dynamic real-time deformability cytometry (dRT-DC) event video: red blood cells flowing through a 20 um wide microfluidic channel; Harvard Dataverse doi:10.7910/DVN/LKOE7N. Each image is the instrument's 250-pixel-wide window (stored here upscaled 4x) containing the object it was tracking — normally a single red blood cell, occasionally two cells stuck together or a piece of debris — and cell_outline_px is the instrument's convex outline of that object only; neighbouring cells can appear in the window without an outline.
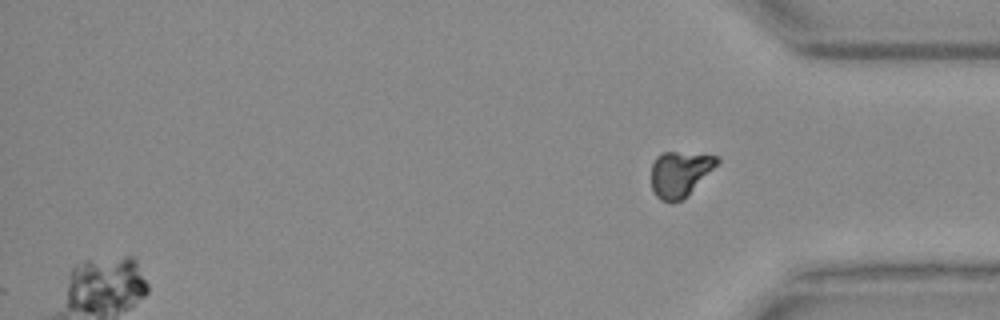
{"species": "Egyptian fruit bat (a non-hibernating species)", "species_latin": "Rousettus aegyptiacus", "temperature_condition": "warm", "stored_images_in_passage": 34, "camera_frame_rate_fps": 3000, "um_per_image_px": 0.085, "animal": {"sex": "female"}, "frame": {"image": 1, "passage_image": 34, "time_ms": 11.0, "image_size_px": [1000, 320], "cell_outline_px": [[720, 160], [688, 196], [684, 200], [660, 200], [652, 192], [652, 164], [656, 156], [660, 152], [676, 152], [716, 156]], "centroid_in_image_um": [57.75, 14.78], "position_along_channel_um": 377.4, "area_um2": 17.17}}